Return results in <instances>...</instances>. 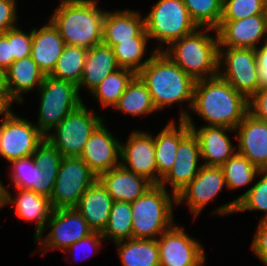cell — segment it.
<instances>
[{"label":"cell","mask_w":267,"mask_h":266,"mask_svg":"<svg viewBox=\"0 0 267 266\" xmlns=\"http://www.w3.org/2000/svg\"><path fill=\"white\" fill-rule=\"evenodd\" d=\"M209 126L234 129L248 113V99L219 75L196 81L191 109Z\"/></svg>","instance_id":"6da1fadb"},{"label":"cell","mask_w":267,"mask_h":266,"mask_svg":"<svg viewBox=\"0 0 267 266\" xmlns=\"http://www.w3.org/2000/svg\"><path fill=\"white\" fill-rule=\"evenodd\" d=\"M137 75L147 86L157 111L177 102H187L191 109L196 81L164 52L157 51Z\"/></svg>","instance_id":"7a4b0ae2"},{"label":"cell","mask_w":267,"mask_h":266,"mask_svg":"<svg viewBox=\"0 0 267 266\" xmlns=\"http://www.w3.org/2000/svg\"><path fill=\"white\" fill-rule=\"evenodd\" d=\"M98 0H61L49 18L65 44L89 49L102 43L106 11L97 7Z\"/></svg>","instance_id":"3957f363"},{"label":"cell","mask_w":267,"mask_h":266,"mask_svg":"<svg viewBox=\"0 0 267 266\" xmlns=\"http://www.w3.org/2000/svg\"><path fill=\"white\" fill-rule=\"evenodd\" d=\"M210 31H214L215 36L207 33ZM162 52L195 81L218 75L219 44L216 29L198 28L167 47L164 46Z\"/></svg>","instance_id":"277c9868"},{"label":"cell","mask_w":267,"mask_h":266,"mask_svg":"<svg viewBox=\"0 0 267 266\" xmlns=\"http://www.w3.org/2000/svg\"><path fill=\"white\" fill-rule=\"evenodd\" d=\"M160 185H153L131 202L133 239H157L174 225L176 195Z\"/></svg>","instance_id":"5b68a950"},{"label":"cell","mask_w":267,"mask_h":266,"mask_svg":"<svg viewBox=\"0 0 267 266\" xmlns=\"http://www.w3.org/2000/svg\"><path fill=\"white\" fill-rule=\"evenodd\" d=\"M37 92L40 94V107L36 126L44 135L84 103L77 85L50 75H45Z\"/></svg>","instance_id":"8992f818"},{"label":"cell","mask_w":267,"mask_h":266,"mask_svg":"<svg viewBox=\"0 0 267 266\" xmlns=\"http://www.w3.org/2000/svg\"><path fill=\"white\" fill-rule=\"evenodd\" d=\"M199 27L192 20L183 0H159L145 16V30L150 39L159 42L156 48L162 51L173 41L187 36Z\"/></svg>","instance_id":"52a82bcc"},{"label":"cell","mask_w":267,"mask_h":266,"mask_svg":"<svg viewBox=\"0 0 267 266\" xmlns=\"http://www.w3.org/2000/svg\"><path fill=\"white\" fill-rule=\"evenodd\" d=\"M82 103L65 117L45 138L60 152L62 157H80L88 138L103 122V118L90 111ZM53 132V133H52Z\"/></svg>","instance_id":"ba28073f"},{"label":"cell","mask_w":267,"mask_h":266,"mask_svg":"<svg viewBox=\"0 0 267 266\" xmlns=\"http://www.w3.org/2000/svg\"><path fill=\"white\" fill-rule=\"evenodd\" d=\"M98 179L80 157H62L50 204L53 210L75 208Z\"/></svg>","instance_id":"9c48e42d"},{"label":"cell","mask_w":267,"mask_h":266,"mask_svg":"<svg viewBox=\"0 0 267 266\" xmlns=\"http://www.w3.org/2000/svg\"><path fill=\"white\" fill-rule=\"evenodd\" d=\"M218 63V75L237 92L247 99L257 92V57L254 48L219 47Z\"/></svg>","instance_id":"30bf717a"},{"label":"cell","mask_w":267,"mask_h":266,"mask_svg":"<svg viewBox=\"0 0 267 266\" xmlns=\"http://www.w3.org/2000/svg\"><path fill=\"white\" fill-rule=\"evenodd\" d=\"M44 139L36 125L11 111L0 123V156L8 162L29 157Z\"/></svg>","instance_id":"8fae6325"},{"label":"cell","mask_w":267,"mask_h":266,"mask_svg":"<svg viewBox=\"0 0 267 266\" xmlns=\"http://www.w3.org/2000/svg\"><path fill=\"white\" fill-rule=\"evenodd\" d=\"M46 227L50 231L45 239L42 236L34 239L35 243L40 244L41 251L48 249L66 251L73 243L93 232L75 208L52 210Z\"/></svg>","instance_id":"7c38bea8"},{"label":"cell","mask_w":267,"mask_h":266,"mask_svg":"<svg viewBox=\"0 0 267 266\" xmlns=\"http://www.w3.org/2000/svg\"><path fill=\"white\" fill-rule=\"evenodd\" d=\"M160 266H203L206 260L202 244L174 224L158 238Z\"/></svg>","instance_id":"4fadbf2b"},{"label":"cell","mask_w":267,"mask_h":266,"mask_svg":"<svg viewBox=\"0 0 267 266\" xmlns=\"http://www.w3.org/2000/svg\"><path fill=\"white\" fill-rule=\"evenodd\" d=\"M120 165L159 185L154 136L144 130L133 131L125 144L121 142Z\"/></svg>","instance_id":"5bb4252c"},{"label":"cell","mask_w":267,"mask_h":266,"mask_svg":"<svg viewBox=\"0 0 267 266\" xmlns=\"http://www.w3.org/2000/svg\"><path fill=\"white\" fill-rule=\"evenodd\" d=\"M180 118L183 119L198 139L201 159L206 166H222L237 152V146H233L227 132H236L234 129L223 126L203 125L197 129L191 113L181 108Z\"/></svg>","instance_id":"9a60e30c"},{"label":"cell","mask_w":267,"mask_h":266,"mask_svg":"<svg viewBox=\"0 0 267 266\" xmlns=\"http://www.w3.org/2000/svg\"><path fill=\"white\" fill-rule=\"evenodd\" d=\"M224 186L226 188L221 166L202 165L194 179L176 195L177 205L185 202L196 217Z\"/></svg>","instance_id":"2e32d148"},{"label":"cell","mask_w":267,"mask_h":266,"mask_svg":"<svg viewBox=\"0 0 267 266\" xmlns=\"http://www.w3.org/2000/svg\"><path fill=\"white\" fill-rule=\"evenodd\" d=\"M121 142L114 137L102 122L85 143L80 158L99 177L120 165Z\"/></svg>","instance_id":"e0dca14e"},{"label":"cell","mask_w":267,"mask_h":266,"mask_svg":"<svg viewBox=\"0 0 267 266\" xmlns=\"http://www.w3.org/2000/svg\"><path fill=\"white\" fill-rule=\"evenodd\" d=\"M219 47L258 48L267 38V15H253L243 19L221 21L216 28Z\"/></svg>","instance_id":"ac0fdd59"},{"label":"cell","mask_w":267,"mask_h":266,"mask_svg":"<svg viewBox=\"0 0 267 266\" xmlns=\"http://www.w3.org/2000/svg\"><path fill=\"white\" fill-rule=\"evenodd\" d=\"M200 146L195 134L190 131L180 142L176 152L174 165L161 179L160 186L166 188L170 182L172 194L177 195L188 185L202 167ZM199 165V166H198Z\"/></svg>","instance_id":"d6986e66"},{"label":"cell","mask_w":267,"mask_h":266,"mask_svg":"<svg viewBox=\"0 0 267 266\" xmlns=\"http://www.w3.org/2000/svg\"><path fill=\"white\" fill-rule=\"evenodd\" d=\"M1 187V208L6 205H15V212L18 217L26 222H36L34 239L43 236L46 231L45 225L51 215L52 207L50 199L37 194L29 189L15 188L16 198L12 197L10 191L0 181Z\"/></svg>","instance_id":"ffe728a7"},{"label":"cell","mask_w":267,"mask_h":266,"mask_svg":"<svg viewBox=\"0 0 267 266\" xmlns=\"http://www.w3.org/2000/svg\"><path fill=\"white\" fill-rule=\"evenodd\" d=\"M235 131L237 152L259 170H267V122L247 113Z\"/></svg>","instance_id":"44dd1931"},{"label":"cell","mask_w":267,"mask_h":266,"mask_svg":"<svg viewBox=\"0 0 267 266\" xmlns=\"http://www.w3.org/2000/svg\"><path fill=\"white\" fill-rule=\"evenodd\" d=\"M150 38L145 30V17L138 11H106L103 20L102 43L114 47L119 41Z\"/></svg>","instance_id":"7402d4cb"},{"label":"cell","mask_w":267,"mask_h":266,"mask_svg":"<svg viewBox=\"0 0 267 266\" xmlns=\"http://www.w3.org/2000/svg\"><path fill=\"white\" fill-rule=\"evenodd\" d=\"M98 180L106 188L113 201L134 202L143 195L153 184L146 178L117 166L102 173Z\"/></svg>","instance_id":"603a6c76"},{"label":"cell","mask_w":267,"mask_h":266,"mask_svg":"<svg viewBox=\"0 0 267 266\" xmlns=\"http://www.w3.org/2000/svg\"><path fill=\"white\" fill-rule=\"evenodd\" d=\"M6 90L8 99L24 103L23 93L38 88L43 83L45 74L39 69L31 56L13 62L6 70Z\"/></svg>","instance_id":"cb8c5ba5"},{"label":"cell","mask_w":267,"mask_h":266,"mask_svg":"<svg viewBox=\"0 0 267 266\" xmlns=\"http://www.w3.org/2000/svg\"><path fill=\"white\" fill-rule=\"evenodd\" d=\"M64 46L63 38L50 20L40 29H32L31 58L45 75L53 71Z\"/></svg>","instance_id":"d4e9b609"},{"label":"cell","mask_w":267,"mask_h":266,"mask_svg":"<svg viewBox=\"0 0 267 266\" xmlns=\"http://www.w3.org/2000/svg\"><path fill=\"white\" fill-rule=\"evenodd\" d=\"M10 165L12 168L9 174L15 188L29 189L51 198L58 172L41 170L31 156L14 160Z\"/></svg>","instance_id":"484cf974"},{"label":"cell","mask_w":267,"mask_h":266,"mask_svg":"<svg viewBox=\"0 0 267 266\" xmlns=\"http://www.w3.org/2000/svg\"><path fill=\"white\" fill-rule=\"evenodd\" d=\"M112 204L113 199L97 179L82 195L75 209L93 232L102 233L108 223Z\"/></svg>","instance_id":"4316f807"},{"label":"cell","mask_w":267,"mask_h":266,"mask_svg":"<svg viewBox=\"0 0 267 266\" xmlns=\"http://www.w3.org/2000/svg\"><path fill=\"white\" fill-rule=\"evenodd\" d=\"M120 69L114 50L104 43L97 44L88 49L84 71L79 82L78 91L83 87L91 92L105 77Z\"/></svg>","instance_id":"83f0119b"},{"label":"cell","mask_w":267,"mask_h":266,"mask_svg":"<svg viewBox=\"0 0 267 266\" xmlns=\"http://www.w3.org/2000/svg\"><path fill=\"white\" fill-rule=\"evenodd\" d=\"M175 123L174 119L168 122L160 133L154 136L158 176L161 179L174 165L179 142L191 131L183 119H179L178 127Z\"/></svg>","instance_id":"f1b7e54d"},{"label":"cell","mask_w":267,"mask_h":266,"mask_svg":"<svg viewBox=\"0 0 267 266\" xmlns=\"http://www.w3.org/2000/svg\"><path fill=\"white\" fill-rule=\"evenodd\" d=\"M259 175L262 177L250 189L235 200L216 208L211 214L225 216L234 212L258 210L265 213L260 220H267V170H260Z\"/></svg>","instance_id":"f546056e"},{"label":"cell","mask_w":267,"mask_h":266,"mask_svg":"<svg viewBox=\"0 0 267 266\" xmlns=\"http://www.w3.org/2000/svg\"><path fill=\"white\" fill-rule=\"evenodd\" d=\"M115 244L122 266H160L157 239H128Z\"/></svg>","instance_id":"4dcf8cb0"},{"label":"cell","mask_w":267,"mask_h":266,"mask_svg":"<svg viewBox=\"0 0 267 266\" xmlns=\"http://www.w3.org/2000/svg\"><path fill=\"white\" fill-rule=\"evenodd\" d=\"M113 109L131 116L157 112L147 86L137 74L128 83L126 90Z\"/></svg>","instance_id":"1f68e13d"},{"label":"cell","mask_w":267,"mask_h":266,"mask_svg":"<svg viewBox=\"0 0 267 266\" xmlns=\"http://www.w3.org/2000/svg\"><path fill=\"white\" fill-rule=\"evenodd\" d=\"M87 52L86 48L65 44L61 56L49 75L78 86L83 75Z\"/></svg>","instance_id":"d6a6232c"},{"label":"cell","mask_w":267,"mask_h":266,"mask_svg":"<svg viewBox=\"0 0 267 266\" xmlns=\"http://www.w3.org/2000/svg\"><path fill=\"white\" fill-rule=\"evenodd\" d=\"M136 74L129 69L120 68L104 78L90 94L97 99L103 108L112 107L118 103L128 83Z\"/></svg>","instance_id":"836d02e7"},{"label":"cell","mask_w":267,"mask_h":266,"mask_svg":"<svg viewBox=\"0 0 267 266\" xmlns=\"http://www.w3.org/2000/svg\"><path fill=\"white\" fill-rule=\"evenodd\" d=\"M150 38H133V41H119L113 47L117 63L120 68L132 70L137 74L158 51L156 48L148 59L142 60L147 51Z\"/></svg>","instance_id":"e575fe53"},{"label":"cell","mask_w":267,"mask_h":266,"mask_svg":"<svg viewBox=\"0 0 267 266\" xmlns=\"http://www.w3.org/2000/svg\"><path fill=\"white\" fill-rule=\"evenodd\" d=\"M131 213L130 203L113 201L108 223L101 233L103 237L115 243L133 239Z\"/></svg>","instance_id":"d590c367"},{"label":"cell","mask_w":267,"mask_h":266,"mask_svg":"<svg viewBox=\"0 0 267 266\" xmlns=\"http://www.w3.org/2000/svg\"><path fill=\"white\" fill-rule=\"evenodd\" d=\"M226 187L235 190L249 185L255 181L260 171L250 160L236 152L221 166Z\"/></svg>","instance_id":"8d00e7d4"},{"label":"cell","mask_w":267,"mask_h":266,"mask_svg":"<svg viewBox=\"0 0 267 266\" xmlns=\"http://www.w3.org/2000/svg\"><path fill=\"white\" fill-rule=\"evenodd\" d=\"M199 28L216 29L222 19L223 0H183Z\"/></svg>","instance_id":"74e56055"},{"label":"cell","mask_w":267,"mask_h":266,"mask_svg":"<svg viewBox=\"0 0 267 266\" xmlns=\"http://www.w3.org/2000/svg\"><path fill=\"white\" fill-rule=\"evenodd\" d=\"M264 0H223L221 21H232L253 15H267Z\"/></svg>","instance_id":"f35d334b"},{"label":"cell","mask_w":267,"mask_h":266,"mask_svg":"<svg viewBox=\"0 0 267 266\" xmlns=\"http://www.w3.org/2000/svg\"><path fill=\"white\" fill-rule=\"evenodd\" d=\"M34 163L43 171L58 172L62 155L45 138L31 155Z\"/></svg>","instance_id":"ab89813d"},{"label":"cell","mask_w":267,"mask_h":266,"mask_svg":"<svg viewBox=\"0 0 267 266\" xmlns=\"http://www.w3.org/2000/svg\"><path fill=\"white\" fill-rule=\"evenodd\" d=\"M11 41L12 55L14 62L22 58L31 56L32 49V30L25 33L18 26L11 28L3 33Z\"/></svg>","instance_id":"60d3db41"},{"label":"cell","mask_w":267,"mask_h":266,"mask_svg":"<svg viewBox=\"0 0 267 266\" xmlns=\"http://www.w3.org/2000/svg\"><path fill=\"white\" fill-rule=\"evenodd\" d=\"M251 249L262 264L267 266V220H260L252 240Z\"/></svg>","instance_id":"b9f144b4"},{"label":"cell","mask_w":267,"mask_h":266,"mask_svg":"<svg viewBox=\"0 0 267 266\" xmlns=\"http://www.w3.org/2000/svg\"><path fill=\"white\" fill-rule=\"evenodd\" d=\"M16 0H0V33L16 27Z\"/></svg>","instance_id":"7bdbcfd3"},{"label":"cell","mask_w":267,"mask_h":266,"mask_svg":"<svg viewBox=\"0 0 267 266\" xmlns=\"http://www.w3.org/2000/svg\"><path fill=\"white\" fill-rule=\"evenodd\" d=\"M248 113L257 119L267 122V90H257L248 99Z\"/></svg>","instance_id":"ee69618b"},{"label":"cell","mask_w":267,"mask_h":266,"mask_svg":"<svg viewBox=\"0 0 267 266\" xmlns=\"http://www.w3.org/2000/svg\"><path fill=\"white\" fill-rule=\"evenodd\" d=\"M261 47L255 49L257 57L258 89L267 90V38Z\"/></svg>","instance_id":"f6af8a7d"},{"label":"cell","mask_w":267,"mask_h":266,"mask_svg":"<svg viewBox=\"0 0 267 266\" xmlns=\"http://www.w3.org/2000/svg\"><path fill=\"white\" fill-rule=\"evenodd\" d=\"M103 240H105V238L103 237V235L101 233L92 232L88 236H86V237L82 238L81 240L73 243L65 252H69V253L72 254V252H74V249L76 251L83 249L82 252H84L85 249H87L88 251L89 250H94L95 251V249H97V251H98L100 249V246L102 245ZM87 256L88 255H86V257Z\"/></svg>","instance_id":"bcb514c9"},{"label":"cell","mask_w":267,"mask_h":266,"mask_svg":"<svg viewBox=\"0 0 267 266\" xmlns=\"http://www.w3.org/2000/svg\"><path fill=\"white\" fill-rule=\"evenodd\" d=\"M13 62L11 41L3 33H0V66L6 70Z\"/></svg>","instance_id":"7dc6e473"},{"label":"cell","mask_w":267,"mask_h":266,"mask_svg":"<svg viewBox=\"0 0 267 266\" xmlns=\"http://www.w3.org/2000/svg\"><path fill=\"white\" fill-rule=\"evenodd\" d=\"M12 102L8 99L6 93L0 92V116L8 115L12 110L10 109L12 106Z\"/></svg>","instance_id":"c3c4849f"},{"label":"cell","mask_w":267,"mask_h":266,"mask_svg":"<svg viewBox=\"0 0 267 266\" xmlns=\"http://www.w3.org/2000/svg\"><path fill=\"white\" fill-rule=\"evenodd\" d=\"M6 90V73L0 66V92L5 93Z\"/></svg>","instance_id":"681fc988"},{"label":"cell","mask_w":267,"mask_h":266,"mask_svg":"<svg viewBox=\"0 0 267 266\" xmlns=\"http://www.w3.org/2000/svg\"><path fill=\"white\" fill-rule=\"evenodd\" d=\"M0 209H1V187H0Z\"/></svg>","instance_id":"f907efd6"}]
</instances>
